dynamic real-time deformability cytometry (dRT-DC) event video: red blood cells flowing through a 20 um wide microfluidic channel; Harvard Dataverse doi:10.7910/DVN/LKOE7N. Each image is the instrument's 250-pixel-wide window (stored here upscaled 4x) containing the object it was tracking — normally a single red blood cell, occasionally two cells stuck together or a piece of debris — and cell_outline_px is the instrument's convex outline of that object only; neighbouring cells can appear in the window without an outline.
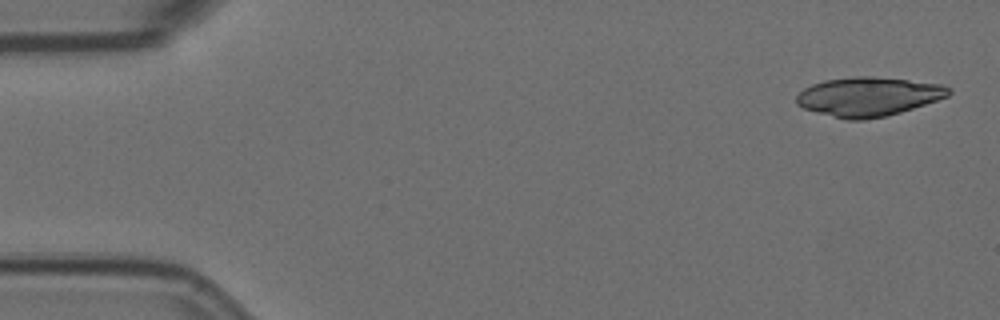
{"species": "Egyptian fruit bat (a non-hibernating species)", "species_latin": "Rousettus aegyptiacus", "temperature_condition": "room temperature", "stored_images_in_passage": 9, "camera_frame_rate_fps": 3000, "um_per_image_px": 0.085, "animal": {"sex": "female"}, "frame": {"image": 1, "passage_image": 1, "time_ms": 0.0, "image_size_px": [1000, 320], "cell_outline_px": [[952, 92], [948, 96], [900, 112], [884, 116], [864, 120], [848, 120], [816, 112], [804, 108], [796, 104], [796, 96], [804, 88], [812, 84], [824, 80], [852, 76], [872, 76], [908, 80], [940, 84], [952, 88]], "centroid_in_image_um": [73.79, 8.2], "position_along_channel_um": 11.2, "area_um2": 34.51}}